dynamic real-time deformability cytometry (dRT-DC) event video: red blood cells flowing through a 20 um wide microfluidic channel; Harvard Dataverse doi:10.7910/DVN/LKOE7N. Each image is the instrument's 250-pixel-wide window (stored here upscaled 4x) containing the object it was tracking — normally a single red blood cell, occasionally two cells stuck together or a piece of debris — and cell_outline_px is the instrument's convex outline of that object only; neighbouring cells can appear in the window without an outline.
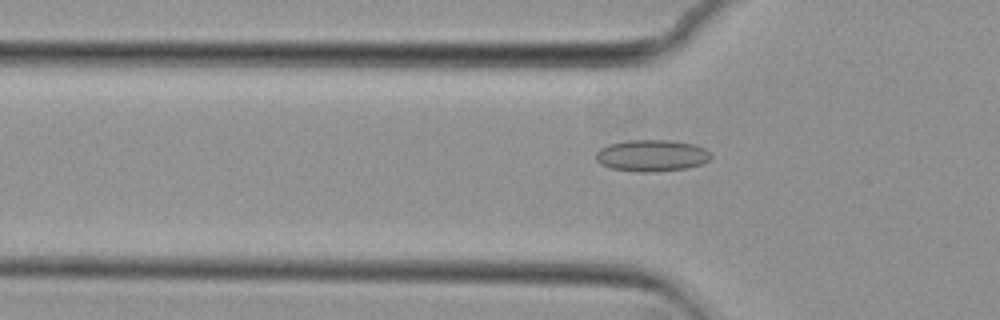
{"species": "common noctule bat (a hibernating species)", "species_latin": "Nyctalus noctula", "temperature_condition": "cold", "stored_images_in_passage": 47, "camera_frame_rate_fps": 3000, "um_per_image_px": 0.085, "animal": {"sex": "female", "body_mass_g": 29.2, "forearm_length_mm": 56.3}, "frame": {"image": 1, "passage_image": 11, "time_ms": 3.333, "image_size_px": [1000, 320], "cell_outline_px": [[712, 156], [708, 160], [700, 164], [688, 168], [648, 172], [640, 172], [612, 168], [600, 164], [596, 160], [596, 152], [600, 148], [608, 144], [628, 140], [668, 140], [696, 144], [712, 152]], "centroid_in_image_um": [55.41, 13.21], "position_along_channel_um": 70.4, "area_um2": 21.27}}
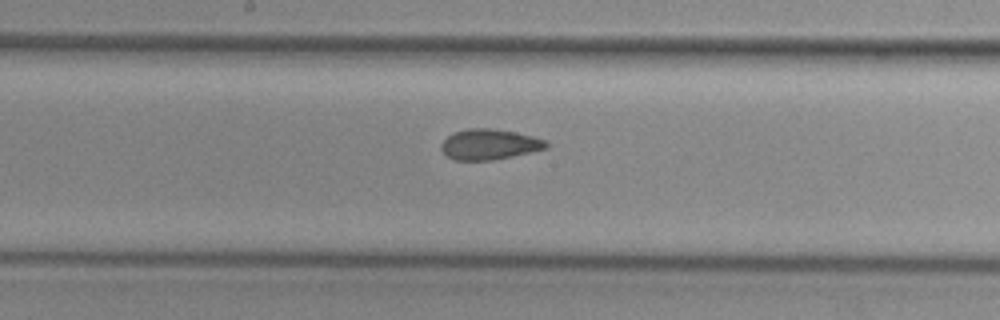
{"frame": {"image": 2, "passage_image": 22, "time_ms": 7.0, "image_size_px": [1000, 320], "cell_outline_px": [[548, 148], [512, 156], [492, 160], [452, 160], [440, 148], [440, 144], [448, 136], [456, 132], [468, 128], [492, 128], [516, 132], [532, 136], [544, 140], [548, 144]], "centroid_in_image_um": [41.58, 12.27], "position_along_channel_um": 206.6, "area_um2": 18.55}}
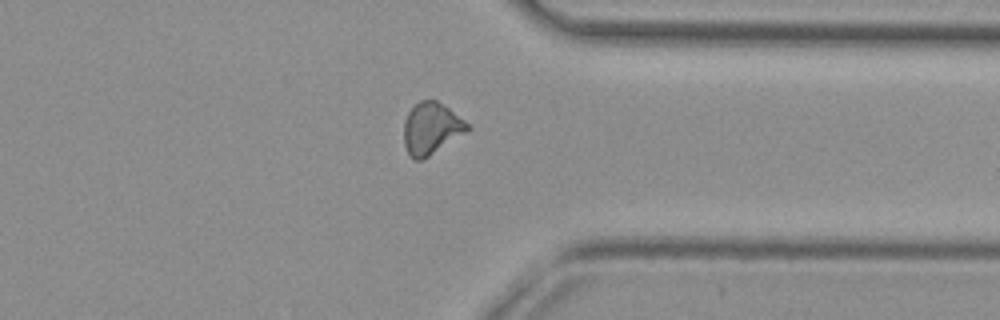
{"frame": {"image": 3, "passage_image": 36, "time_ms": 11.667, "image_size_px": [1000, 320], "cell_outline_px": [[472, 128], [468, 132], [428, 156], [420, 160], [412, 160], [404, 144], [404, 120], [408, 112], [420, 100], [436, 100], [448, 108], [464, 120]], "centroid_in_image_um": [36.66, 10.92], "position_along_channel_um": 374.7, "area_um2": 19.07}}